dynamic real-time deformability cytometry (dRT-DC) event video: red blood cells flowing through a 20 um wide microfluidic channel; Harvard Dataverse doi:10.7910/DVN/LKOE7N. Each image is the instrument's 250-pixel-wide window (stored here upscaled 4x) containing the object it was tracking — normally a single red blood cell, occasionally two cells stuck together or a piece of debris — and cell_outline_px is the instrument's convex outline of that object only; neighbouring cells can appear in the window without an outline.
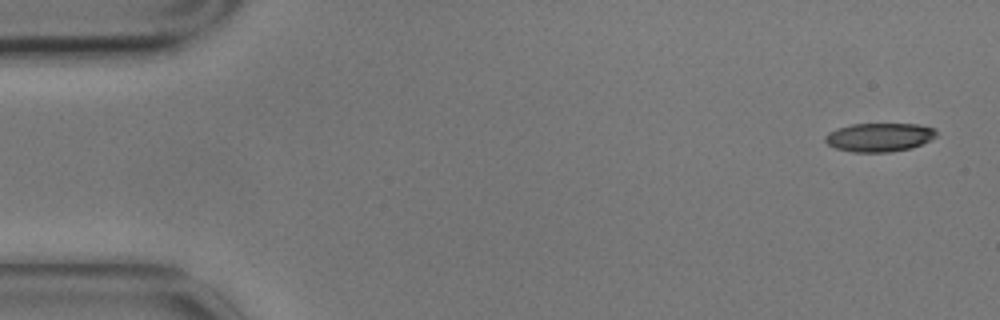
{"species": "common noctule bat (a hibernating species)", "species_latin": "Nyctalus noctula", "temperature_condition": "cold", "stored_images_in_passage": 3, "camera_frame_rate_fps": 3000, "um_per_image_px": 0.085, "animal": {"sex": "male", "body_mass_g": 17.9}, "frame": {"image": 1, "passage_image": 1, "time_ms": 0.0, "image_size_px": [1000, 320], "cell_outline_px": [[936, 136], [912, 148], [888, 152], [852, 152], [836, 148], [828, 144], [824, 140], [824, 136], [828, 132], [836, 128], [852, 124], [916, 124], [936, 128]], "centroid_in_image_um": [74.71, 11.66], "position_along_channel_um": 10.3, "area_um2": 18.55}}